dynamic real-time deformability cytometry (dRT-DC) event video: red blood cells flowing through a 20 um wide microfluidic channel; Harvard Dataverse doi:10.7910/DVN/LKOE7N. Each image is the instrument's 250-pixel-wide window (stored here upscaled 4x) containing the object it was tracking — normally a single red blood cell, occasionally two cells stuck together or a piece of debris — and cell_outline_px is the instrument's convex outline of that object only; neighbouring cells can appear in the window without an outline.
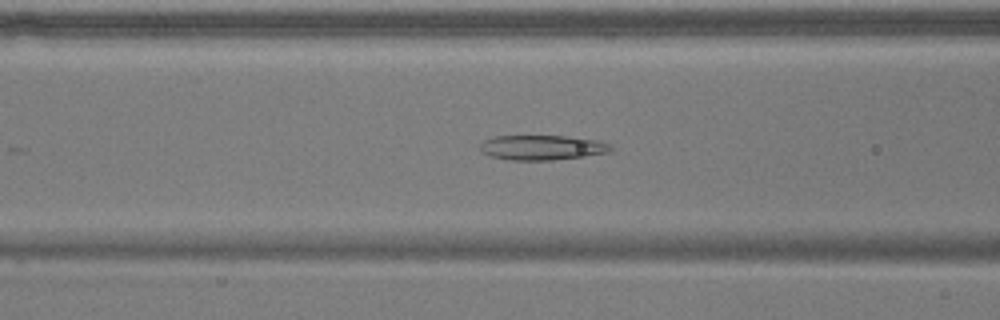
{"species": "common noctule bat (a hibernating species)", "species_latin": "Nyctalus noctula", "temperature_condition": "warm", "stored_images_in_passage": 54, "camera_frame_rate_fps": 3000, "um_per_image_px": 0.085, "animal": {"sex": "male", "body_mass_g": 17.9}, "frame": {"image": 1, "passage_image": 21, "time_ms": 6.667, "image_size_px": [1000, 320], "cell_outline_px": [[612, 152], [584, 156], [552, 160], [508, 160], [492, 156], [484, 152], [480, 148], [480, 144], [484, 140], [496, 136], [564, 136], [596, 140], [608, 144], [612, 148]], "centroid_in_image_um": [46.08, 12.54], "position_along_channel_um": 120.5, "area_um2": 18.73}}
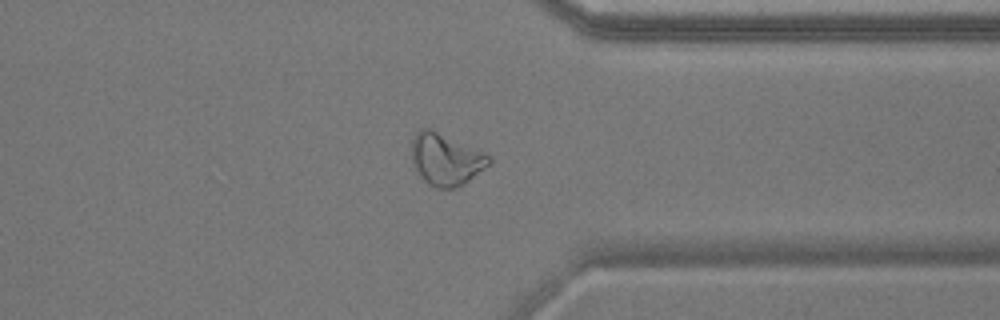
{"frame": {"image": 2, "passage_image": 42, "time_ms": 13.667, "image_size_px": [1000, 320], "cell_outline_px": [[492, 160], [488, 164], [464, 184], [456, 188], [436, 188], [428, 184], [420, 176], [412, 160], [412, 140], [416, 132], [420, 128], [428, 128], [488, 156]], "centroid_in_image_um": [37.83, 13.58], "position_along_channel_um": 373.6, "area_um2": 22.43}}
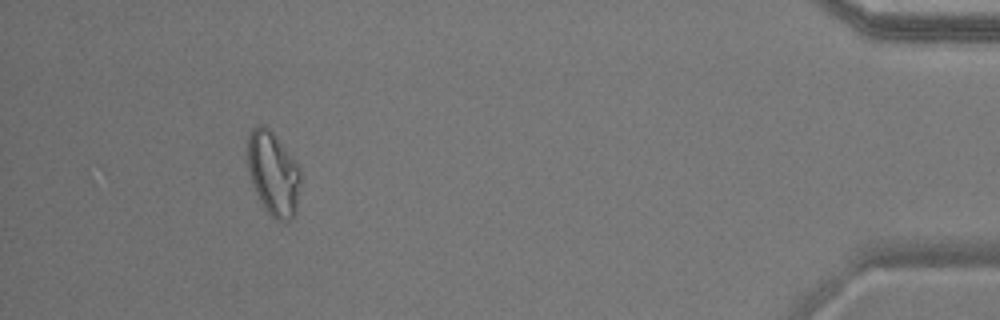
{"frame": {"image": 3, "passage_image": 50, "time_ms": 16.333, "image_size_px": [1000, 320], "cell_outline_px": [[300, 184], [296, 212], [292, 220], [272, 220], [264, 208], [252, 184], [248, 168], [248, 136], [252, 128], [256, 124], [264, 124], [276, 136], [296, 160], [300, 168]], "centroid_in_image_um": [23.24, 14.75], "position_along_channel_um": 412.0, "area_um2": 26.18}, "authors_computed_cell_mechanics": {"area_um2": 23.6113, "velocity_mm_per_s": 3.6802, "shape_relaxation_time_tau1_ms": null, "shape_relaxation_time_tau2_ms": 6.8553, "deformation_change_tau1": null, "deformation_change_tau2": 0.1419}}